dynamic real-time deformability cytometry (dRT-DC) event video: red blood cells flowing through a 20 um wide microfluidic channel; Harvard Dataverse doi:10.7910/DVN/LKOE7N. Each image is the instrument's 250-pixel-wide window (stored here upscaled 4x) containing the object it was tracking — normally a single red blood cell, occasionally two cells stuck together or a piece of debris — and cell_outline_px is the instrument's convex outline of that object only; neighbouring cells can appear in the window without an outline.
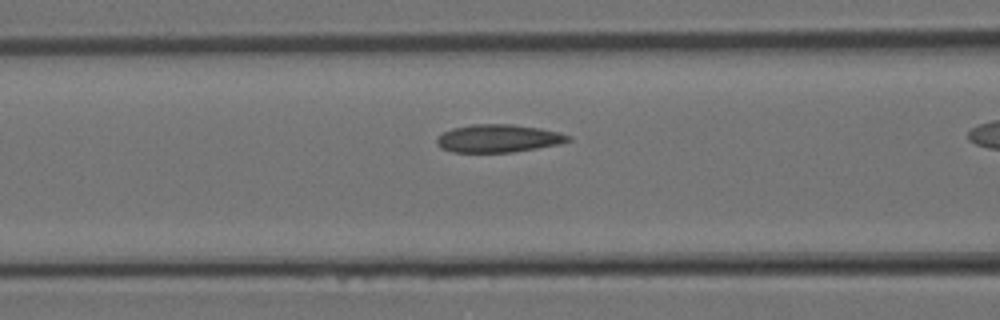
{"species": "Egyptian fruit bat (a non-hibernating species)", "species_latin": "Rousettus aegyptiacus", "temperature_condition": "room temperature", "stored_images_in_passage": 14, "camera_frame_rate_fps": 3000, "um_per_image_px": 0.085, "animal": {"sex": "female"}, "frame": {"image": 1, "passage_image": 7, "time_ms": 2.0, "image_size_px": [1000, 320], "cell_outline_px": [[572, 140], [560, 144], [512, 152], [452, 152], [440, 148], [436, 144], [436, 140], [444, 132], [452, 128], [472, 124], [512, 124], [540, 128], [560, 132], [572, 136]], "centroid_in_image_um": [42.38, 11.76], "position_along_channel_um": 124.2, "area_um2": 21.44}}